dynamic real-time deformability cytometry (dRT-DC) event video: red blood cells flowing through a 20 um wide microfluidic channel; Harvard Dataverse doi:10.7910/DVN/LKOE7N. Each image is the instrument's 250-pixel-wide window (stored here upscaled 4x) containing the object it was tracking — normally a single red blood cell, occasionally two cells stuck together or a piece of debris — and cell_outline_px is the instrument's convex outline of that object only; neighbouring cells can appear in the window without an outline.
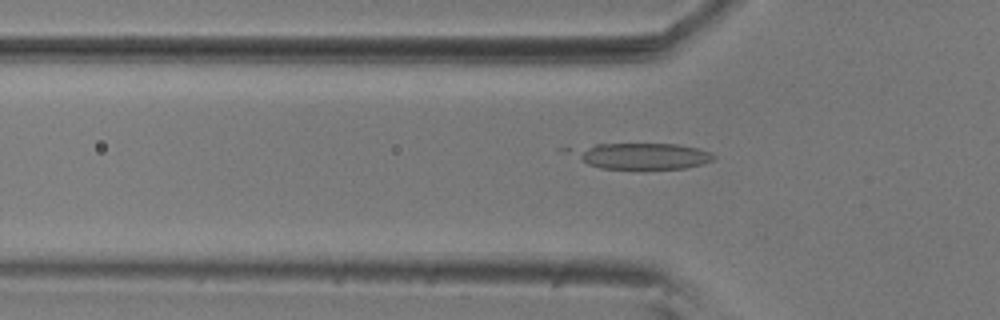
{"species": "common noctule bat (a hibernating species)", "species_latin": "Nyctalus noctula", "temperature_condition": "room temperature", "stored_images_in_passage": 56, "camera_frame_rate_fps": 3000, "um_per_image_px": 0.085, "animal": {"sex": "male", "body_mass_g": 20.5, "forearm_length_mm": 52.5}, "frame": {"image": 1, "passage_image": 18, "time_ms": 5.667, "image_size_px": [1000, 320], "cell_outline_px": [[716, 156], [712, 160], [704, 164], [684, 168], [640, 172], [600, 168], [588, 164], [560, 152], [556, 148], [596, 144], [676, 144], [700, 148], [712, 152]], "centroid_in_image_um": [54.35, 13.29], "position_along_channel_um": 71.5, "area_um2": 23.58}}
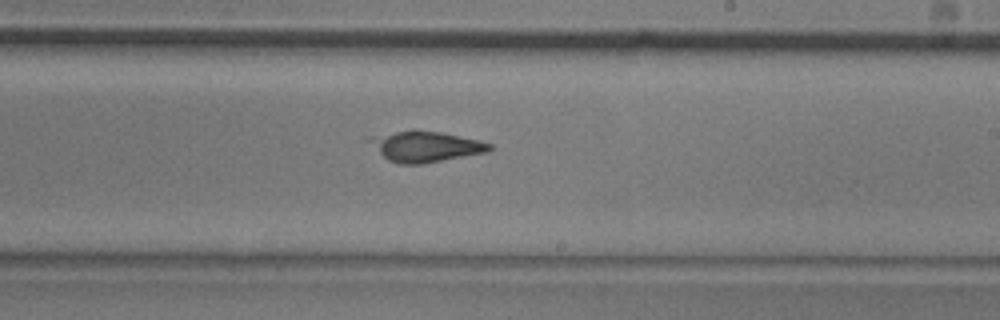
{"frame": {"image": 2, "passage_image": 33, "time_ms": 10.667, "image_size_px": [1000, 320], "cell_outline_px": [[492, 148], [488, 152], [420, 164], [400, 164], [388, 160], [364, 140], [364, 136], [412, 128], [416, 128], [440, 132], [480, 140], [492, 144]], "centroid_in_image_um": [36.06, 12.41], "position_along_channel_um": 252.9, "area_um2": 22.08}}
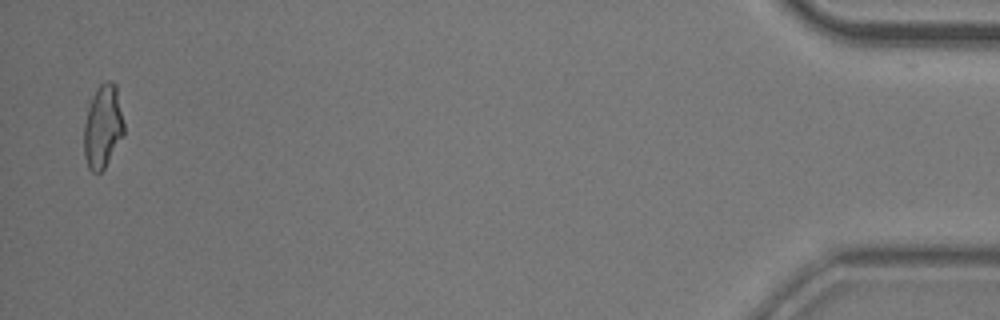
{"frame": {"image": 3, "passage_image": 55, "time_ms": 18.0, "image_size_px": [1000, 320], "cell_outline_px": [[124, 136], [104, 168], [100, 172], [92, 172], [88, 168], [84, 156], [84, 124], [88, 100], [96, 88], [104, 80], [108, 80], [116, 84], [124, 124]], "centroid_in_image_um": [8.72, 10.72], "position_along_channel_um": 426.5, "area_um2": 19.83}, "authors_computed_cell_mechanics": {"area_um2": 21.6461, "velocity_mm_per_s": 3.6012, "shape_relaxation_time_tau1_ms": null, "shape_relaxation_time_tau2_ms": 4.9051, "deformation_change_tau1": null, "deformation_change_tau2": 0.0747}}